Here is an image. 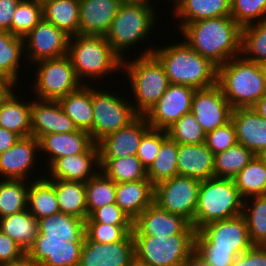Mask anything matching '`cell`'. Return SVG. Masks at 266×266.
I'll return each instance as SVG.
<instances>
[{
  "label": "cell",
  "mask_w": 266,
  "mask_h": 266,
  "mask_svg": "<svg viewBox=\"0 0 266 266\" xmlns=\"http://www.w3.org/2000/svg\"><path fill=\"white\" fill-rule=\"evenodd\" d=\"M237 143L235 128L231 121L206 133L205 145L214 155L224 152Z\"/></svg>",
  "instance_id": "f907efd6"
},
{
  "label": "cell",
  "mask_w": 266,
  "mask_h": 266,
  "mask_svg": "<svg viewBox=\"0 0 266 266\" xmlns=\"http://www.w3.org/2000/svg\"><path fill=\"white\" fill-rule=\"evenodd\" d=\"M254 156L250 149L239 143L214 155V177L234 179Z\"/></svg>",
  "instance_id": "60d3db41"
},
{
  "label": "cell",
  "mask_w": 266,
  "mask_h": 266,
  "mask_svg": "<svg viewBox=\"0 0 266 266\" xmlns=\"http://www.w3.org/2000/svg\"><path fill=\"white\" fill-rule=\"evenodd\" d=\"M168 45L154 47L152 54L164 67L169 83L188 85L196 90L217 84V67L184 39Z\"/></svg>",
  "instance_id": "7a4b0ae2"
},
{
  "label": "cell",
  "mask_w": 266,
  "mask_h": 266,
  "mask_svg": "<svg viewBox=\"0 0 266 266\" xmlns=\"http://www.w3.org/2000/svg\"><path fill=\"white\" fill-rule=\"evenodd\" d=\"M196 232L183 216L165 211L153 203L133 221L132 236L166 237Z\"/></svg>",
  "instance_id": "2e32d148"
},
{
  "label": "cell",
  "mask_w": 266,
  "mask_h": 266,
  "mask_svg": "<svg viewBox=\"0 0 266 266\" xmlns=\"http://www.w3.org/2000/svg\"><path fill=\"white\" fill-rule=\"evenodd\" d=\"M195 88L169 84L166 92L145 115L151 128L167 130L184 114L191 112Z\"/></svg>",
  "instance_id": "9a60e30c"
},
{
  "label": "cell",
  "mask_w": 266,
  "mask_h": 266,
  "mask_svg": "<svg viewBox=\"0 0 266 266\" xmlns=\"http://www.w3.org/2000/svg\"><path fill=\"white\" fill-rule=\"evenodd\" d=\"M24 58V38L14 36L7 31H0V73L13 79L16 83L20 82L18 81L20 76L24 75L20 68V65L23 68ZM20 73L21 75H19Z\"/></svg>",
  "instance_id": "8d00e7d4"
},
{
  "label": "cell",
  "mask_w": 266,
  "mask_h": 266,
  "mask_svg": "<svg viewBox=\"0 0 266 266\" xmlns=\"http://www.w3.org/2000/svg\"><path fill=\"white\" fill-rule=\"evenodd\" d=\"M252 246L242 214L206 224L196 232L195 250L233 251L238 256Z\"/></svg>",
  "instance_id": "8fae6325"
},
{
  "label": "cell",
  "mask_w": 266,
  "mask_h": 266,
  "mask_svg": "<svg viewBox=\"0 0 266 266\" xmlns=\"http://www.w3.org/2000/svg\"><path fill=\"white\" fill-rule=\"evenodd\" d=\"M19 138L20 136L14 132L0 127V154L11 148Z\"/></svg>",
  "instance_id": "680465c9"
},
{
  "label": "cell",
  "mask_w": 266,
  "mask_h": 266,
  "mask_svg": "<svg viewBox=\"0 0 266 266\" xmlns=\"http://www.w3.org/2000/svg\"><path fill=\"white\" fill-rule=\"evenodd\" d=\"M27 209L37 220L60 212L54 185L46 177L30 181Z\"/></svg>",
  "instance_id": "e575fe53"
},
{
  "label": "cell",
  "mask_w": 266,
  "mask_h": 266,
  "mask_svg": "<svg viewBox=\"0 0 266 266\" xmlns=\"http://www.w3.org/2000/svg\"><path fill=\"white\" fill-rule=\"evenodd\" d=\"M39 153L37 138L33 136L20 137L11 148L0 154V179L27 181L30 179L31 181L32 179L37 180L45 177L46 175L40 172L35 177H33L34 175H32V178L30 177L33 174L31 172L34 171V167L39 162L37 159Z\"/></svg>",
  "instance_id": "5bb4252c"
},
{
  "label": "cell",
  "mask_w": 266,
  "mask_h": 266,
  "mask_svg": "<svg viewBox=\"0 0 266 266\" xmlns=\"http://www.w3.org/2000/svg\"><path fill=\"white\" fill-rule=\"evenodd\" d=\"M16 83L13 79L9 78L8 76L0 73V104L5 102L11 94L17 92L15 89L18 88Z\"/></svg>",
  "instance_id": "6f0895ef"
},
{
  "label": "cell",
  "mask_w": 266,
  "mask_h": 266,
  "mask_svg": "<svg viewBox=\"0 0 266 266\" xmlns=\"http://www.w3.org/2000/svg\"><path fill=\"white\" fill-rule=\"evenodd\" d=\"M232 266H266V246H252L236 256Z\"/></svg>",
  "instance_id": "db71d44e"
},
{
  "label": "cell",
  "mask_w": 266,
  "mask_h": 266,
  "mask_svg": "<svg viewBox=\"0 0 266 266\" xmlns=\"http://www.w3.org/2000/svg\"><path fill=\"white\" fill-rule=\"evenodd\" d=\"M172 18L176 19L178 29L185 24L202 19L231 16L230 0H171ZM177 18H176V17ZM179 21H178V20Z\"/></svg>",
  "instance_id": "4316f807"
},
{
  "label": "cell",
  "mask_w": 266,
  "mask_h": 266,
  "mask_svg": "<svg viewBox=\"0 0 266 266\" xmlns=\"http://www.w3.org/2000/svg\"><path fill=\"white\" fill-rule=\"evenodd\" d=\"M129 266H151V265L147 264L146 262L134 256L132 260L130 261Z\"/></svg>",
  "instance_id": "e7e4bbea"
},
{
  "label": "cell",
  "mask_w": 266,
  "mask_h": 266,
  "mask_svg": "<svg viewBox=\"0 0 266 266\" xmlns=\"http://www.w3.org/2000/svg\"><path fill=\"white\" fill-rule=\"evenodd\" d=\"M80 0H45L43 19L63 30L70 37L79 34Z\"/></svg>",
  "instance_id": "1f68e13d"
},
{
  "label": "cell",
  "mask_w": 266,
  "mask_h": 266,
  "mask_svg": "<svg viewBox=\"0 0 266 266\" xmlns=\"http://www.w3.org/2000/svg\"><path fill=\"white\" fill-rule=\"evenodd\" d=\"M39 232L44 239H68L72 242H84L85 221L62 212L38 220Z\"/></svg>",
  "instance_id": "4dcf8cb0"
},
{
  "label": "cell",
  "mask_w": 266,
  "mask_h": 266,
  "mask_svg": "<svg viewBox=\"0 0 266 266\" xmlns=\"http://www.w3.org/2000/svg\"><path fill=\"white\" fill-rule=\"evenodd\" d=\"M120 6V0H80L79 35L105 36Z\"/></svg>",
  "instance_id": "d4e9b609"
},
{
  "label": "cell",
  "mask_w": 266,
  "mask_h": 266,
  "mask_svg": "<svg viewBox=\"0 0 266 266\" xmlns=\"http://www.w3.org/2000/svg\"><path fill=\"white\" fill-rule=\"evenodd\" d=\"M200 185L199 179L176 175L154 187V204L165 211L183 216L194 226Z\"/></svg>",
  "instance_id": "7c38bea8"
},
{
  "label": "cell",
  "mask_w": 266,
  "mask_h": 266,
  "mask_svg": "<svg viewBox=\"0 0 266 266\" xmlns=\"http://www.w3.org/2000/svg\"><path fill=\"white\" fill-rule=\"evenodd\" d=\"M83 244L68 239H44L38 231L26 254L39 266H78Z\"/></svg>",
  "instance_id": "d6986e66"
},
{
  "label": "cell",
  "mask_w": 266,
  "mask_h": 266,
  "mask_svg": "<svg viewBox=\"0 0 266 266\" xmlns=\"http://www.w3.org/2000/svg\"><path fill=\"white\" fill-rule=\"evenodd\" d=\"M42 18V2L21 0L12 17L11 34L24 38Z\"/></svg>",
  "instance_id": "f6af8a7d"
},
{
  "label": "cell",
  "mask_w": 266,
  "mask_h": 266,
  "mask_svg": "<svg viewBox=\"0 0 266 266\" xmlns=\"http://www.w3.org/2000/svg\"><path fill=\"white\" fill-rule=\"evenodd\" d=\"M19 95L14 92L0 104V127L27 137L31 136V97L27 98L28 101Z\"/></svg>",
  "instance_id": "f1b7e54d"
},
{
  "label": "cell",
  "mask_w": 266,
  "mask_h": 266,
  "mask_svg": "<svg viewBox=\"0 0 266 266\" xmlns=\"http://www.w3.org/2000/svg\"><path fill=\"white\" fill-rule=\"evenodd\" d=\"M30 181L0 179V218L27 209Z\"/></svg>",
  "instance_id": "b9f144b4"
},
{
  "label": "cell",
  "mask_w": 266,
  "mask_h": 266,
  "mask_svg": "<svg viewBox=\"0 0 266 266\" xmlns=\"http://www.w3.org/2000/svg\"><path fill=\"white\" fill-rule=\"evenodd\" d=\"M217 85L233 109L252 107L266 93L261 65L242 55L217 68Z\"/></svg>",
  "instance_id": "5b68a950"
},
{
  "label": "cell",
  "mask_w": 266,
  "mask_h": 266,
  "mask_svg": "<svg viewBox=\"0 0 266 266\" xmlns=\"http://www.w3.org/2000/svg\"><path fill=\"white\" fill-rule=\"evenodd\" d=\"M145 116H138L128 126L97 142L99 159L136 156L142 136L150 129Z\"/></svg>",
  "instance_id": "ffe728a7"
},
{
  "label": "cell",
  "mask_w": 266,
  "mask_h": 266,
  "mask_svg": "<svg viewBox=\"0 0 266 266\" xmlns=\"http://www.w3.org/2000/svg\"><path fill=\"white\" fill-rule=\"evenodd\" d=\"M196 234L133 236L137 258L151 266H182L195 250Z\"/></svg>",
  "instance_id": "9c48e42d"
},
{
  "label": "cell",
  "mask_w": 266,
  "mask_h": 266,
  "mask_svg": "<svg viewBox=\"0 0 266 266\" xmlns=\"http://www.w3.org/2000/svg\"><path fill=\"white\" fill-rule=\"evenodd\" d=\"M242 215L253 246H266V195L243 200Z\"/></svg>",
  "instance_id": "f35d334b"
},
{
  "label": "cell",
  "mask_w": 266,
  "mask_h": 266,
  "mask_svg": "<svg viewBox=\"0 0 266 266\" xmlns=\"http://www.w3.org/2000/svg\"><path fill=\"white\" fill-rule=\"evenodd\" d=\"M261 65V69L263 72V76H264V81H265V87H266V62L260 64Z\"/></svg>",
  "instance_id": "03108f58"
},
{
  "label": "cell",
  "mask_w": 266,
  "mask_h": 266,
  "mask_svg": "<svg viewBox=\"0 0 266 266\" xmlns=\"http://www.w3.org/2000/svg\"><path fill=\"white\" fill-rule=\"evenodd\" d=\"M231 122L234 125L237 142L250 149L255 155L266 153V119L252 108H235Z\"/></svg>",
  "instance_id": "cb8c5ba5"
},
{
  "label": "cell",
  "mask_w": 266,
  "mask_h": 266,
  "mask_svg": "<svg viewBox=\"0 0 266 266\" xmlns=\"http://www.w3.org/2000/svg\"><path fill=\"white\" fill-rule=\"evenodd\" d=\"M234 182L243 200L266 195V160L264 157L255 155L235 176Z\"/></svg>",
  "instance_id": "d590c367"
},
{
  "label": "cell",
  "mask_w": 266,
  "mask_h": 266,
  "mask_svg": "<svg viewBox=\"0 0 266 266\" xmlns=\"http://www.w3.org/2000/svg\"><path fill=\"white\" fill-rule=\"evenodd\" d=\"M0 266H39L32 258L25 254L21 259L9 263L0 264Z\"/></svg>",
  "instance_id": "94428289"
},
{
  "label": "cell",
  "mask_w": 266,
  "mask_h": 266,
  "mask_svg": "<svg viewBox=\"0 0 266 266\" xmlns=\"http://www.w3.org/2000/svg\"><path fill=\"white\" fill-rule=\"evenodd\" d=\"M21 0H0V31L11 33L12 17Z\"/></svg>",
  "instance_id": "9f6ffc18"
},
{
  "label": "cell",
  "mask_w": 266,
  "mask_h": 266,
  "mask_svg": "<svg viewBox=\"0 0 266 266\" xmlns=\"http://www.w3.org/2000/svg\"><path fill=\"white\" fill-rule=\"evenodd\" d=\"M178 31L191 48L217 68L241 55L242 28L231 16L187 23Z\"/></svg>",
  "instance_id": "6da1fadb"
},
{
  "label": "cell",
  "mask_w": 266,
  "mask_h": 266,
  "mask_svg": "<svg viewBox=\"0 0 266 266\" xmlns=\"http://www.w3.org/2000/svg\"><path fill=\"white\" fill-rule=\"evenodd\" d=\"M85 188L88 217L96 209L115 203L116 183L108 178L101 170L85 182Z\"/></svg>",
  "instance_id": "7bdbcfd3"
},
{
  "label": "cell",
  "mask_w": 266,
  "mask_h": 266,
  "mask_svg": "<svg viewBox=\"0 0 266 266\" xmlns=\"http://www.w3.org/2000/svg\"><path fill=\"white\" fill-rule=\"evenodd\" d=\"M182 266H212L208 261L194 250Z\"/></svg>",
  "instance_id": "91938a15"
},
{
  "label": "cell",
  "mask_w": 266,
  "mask_h": 266,
  "mask_svg": "<svg viewBox=\"0 0 266 266\" xmlns=\"http://www.w3.org/2000/svg\"><path fill=\"white\" fill-rule=\"evenodd\" d=\"M96 87V84L92 85L93 126L89 131L95 143L128 126L139 116L131 99H127L125 95L119 96L121 92L117 94L113 90L110 92V89Z\"/></svg>",
  "instance_id": "ba28073f"
},
{
  "label": "cell",
  "mask_w": 266,
  "mask_h": 266,
  "mask_svg": "<svg viewBox=\"0 0 266 266\" xmlns=\"http://www.w3.org/2000/svg\"><path fill=\"white\" fill-rule=\"evenodd\" d=\"M231 17L243 28L266 19V0H230Z\"/></svg>",
  "instance_id": "7dc6e473"
},
{
  "label": "cell",
  "mask_w": 266,
  "mask_h": 266,
  "mask_svg": "<svg viewBox=\"0 0 266 266\" xmlns=\"http://www.w3.org/2000/svg\"><path fill=\"white\" fill-rule=\"evenodd\" d=\"M241 198L234 179L212 177L201 180L195 209L194 228L242 214Z\"/></svg>",
  "instance_id": "52a82bcc"
},
{
  "label": "cell",
  "mask_w": 266,
  "mask_h": 266,
  "mask_svg": "<svg viewBox=\"0 0 266 266\" xmlns=\"http://www.w3.org/2000/svg\"><path fill=\"white\" fill-rule=\"evenodd\" d=\"M68 56L78 80L84 85H97L104 77L107 79L111 74L114 76L122 72L123 59L112 49L105 36L77 34L70 37ZM87 80L94 82L88 83Z\"/></svg>",
  "instance_id": "277c9868"
},
{
  "label": "cell",
  "mask_w": 266,
  "mask_h": 266,
  "mask_svg": "<svg viewBox=\"0 0 266 266\" xmlns=\"http://www.w3.org/2000/svg\"><path fill=\"white\" fill-rule=\"evenodd\" d=\"M133 225H110L103 223H85L86 237L95 243H115L132 233Z\"/></svg>",
  "instance_id": "c3c4849f"
},
{
  "label": "cell",
  "mask_w": 266,
  "mask_h": 266,
  "mask_svg": "<svg viewBox=\"0 0 266 266\" xmlns=\"http://www.w3.org/2000/svg\"><path fill=\"white\" fill-rule=\"evenodd\" d=\"M135 256L132 233L115 243H95L86 236L78 266H129Z\"/></svg>",
  "instance_id": "ac0fdd59"
},
{
  "label": "cell",
  "mask_w": 266,
  "mask_h": 266,
  "mask_svg": "<svg viewBox=\"0 0 266 266\" xmlns=\"http://www.w3.org/2000/svg\"><path fill=\"white\" fill-rule=\"evenodd\" d=\"M100 170L117 183L133 182L147 178V170L137 156L99 159Z\"/></svg>",
  "instance_id": "74e56055"
},
{
  "label": "cell",
  "mask_w": 266,
  "mask_h": 266,
  "mask_svg": "<svg viewBox=\"0 0 266 266\" xmlns=\"http://www.w3.org/2000/svg\"><path fill=\"white\" fill-rule=\"evenodd\" d=\"M60 105L75 126L90 131L93 126L92 84H82L77 90L60 98Z\"/></svg>",
  "instance_id": "f546056e"
},
{
  "label": "cell",
  "mask_w": 266,
  "mask_h": 266,
  "mask_svg": "<svg viewBox=\"0 0 266 266\" xmlns=\"http://www.w3.org/2000/svg\"><path fill=\"white\" fill-rule=\"evenodd\" d=\"M45 170V177L48 180L87 182L100 171L97 143L84 153L57 159Z\"/></svg>",
  "instance_id": "7402d4cb"
},
{
  "label": "cell",
  "mask_w": 266,
  "mask_h": 266,
  "mask_svg": "<svg viewBox=\"0 0 266 266\" xmlns=\"http://www.w3.org/2000/svg\"><path fill=\"white\" fill-rule=\"evenodd\" d=\"M25 254L13 239L0 230V264L19 260Z\"/></svg>",
  "instance_id": "f5cc1de1"
},
{
  "label": "cell",
  "mask_w": 266,
  "mask_h": 266,
  "mask_svg": "<svg viewBox=\"0 0 266 266\" xmlns=\"http://www.w3.org/2000/svg\"><path fill=\"white\" fill-rule=\"evenodd\" d=\"M121 1V4H133V5H143V6H146V5H154L152 4L153 0H120Z\"/></svg>",
  "instance_id": "be15d7a7"
},
{
  "label": "cell",
  "mask_w": 266,
  "mask_h": 266,
  "mask_svg": "<svg viewBox=\"0 0 266 266\" xmlns=\"http://www.w3.org/2000/svg\"><path fill=\"white\" fill-rule=\"evenodd\" d=\"M58 100L31 98V136L38 140L47 134L77 131Z\"/></svg>",
  "instance_id": "44dd1931"
},
{
  "label": "cell",
  "mask_w": 266,
  "mask_h": 266,
  "mask_svg": "<svg viewBox=\"0 0 266 266\" xmlns=\"http://www.w3.org/2000/svg\"><path fill=\"white\" fill-rule=\"evenodd\" d=\"M38 141L40 154L46 153L44 158L47 161L43 163L46 168L59 158L86 152L95 143L88 131L80 129L70 133L47 134Z\"/></svg>",
  "instance_id": "603a6c76"
},
{
  "label": "cell",
  "mask_w": 266,
  "mask_h": 266,
  "mask_svg": "<svg viewBox=\"0 0 266 266\" xmlns=\"http://www.w3.org/2000/svg\"><path fill=\"white\" fill-rule=\"evenodd\" d=\"M154 187L148 179L117 183L115 203L134 221L154 203Z\"/></svg>",
  "instance_id": "83f0119b"
},
{
  "label": "cell",
  "mask_w": 266,
  "mask_h": 266,
  "mask_svg": "<svg viewBox=\"0 0 266 266\" xmlns=\"http://www.w3.org/2000/svg\"><path fill=\"white\" fill-rule=\"evenodd\" d=\"M178 148L179 144L169 136L161 143L158 155L147 170V178L154 186L178 175Z\"/></svg>",
  "instance_id": "ab89813d"
},
{
  "label": "cell",
  "mask_w": 266,
  "mask_h": 266,
  "mask_svg": "<svg viewBox=\"0 0 266 266\" xmlns=\"http://www.w3.org/2000/svg\"><path fill=\"white\" fill-rule=\"evenodd\" d=\"M168 136L178 144H203L206 132L192 112L184 114L167 130Z\"/></svg>",
  "instance_id": "bcb514c9"
},
{
  "label": "cell",
  "mask_w": 266,
  "mask_h": 266,
  "mask_svg": "<svg viewBox=\"0 0 266 266\" xmlns=\"http://www.w3.org/2000/svg\"><path fill=\"white\" fill-rule=\"evenodd\" d=\"M241 55L254 63L266 62V19L242 28Z\"/></svg>",
  "instance_id": "ee69618b"
},
{
  "label": "cell",
  "mask_w": 266,
  "mask_h": 266,
  "mask_svg": "<svg viewBox=\"0 0 266 266\" xmlns=\"http://www.w3.org/2000/svg\"><path fill=\"white\" fill-rule=\"evenodd\" d=\"M28 67L36 69L31 89L37 99L59 100L82 85L68 55L38 61L33 66L27 65L26 70Z\"/></svg>",
  "instance_id": "30bf717a"
},
{
  "label": "cell",
  "mask_w": 266,
  "mask_h": 266,
  "mask_svg": "<svg viewBox=\"0 0 266 266\" xmlns=\"http://www.w3.org/2000/svg\"><path fill=\"white\" fill-rule=\"evenodd\" d=\"M168 137L167 131L150 128L141 138L137 158L148 170L160 151L161 143Z\"/></svg>",
  "instance_id": "681fc988"
},
{
  "label": "cell",
  "mask_w": 266,
  "mask_h": 266,
  "mask_svg": "<svg viewBox=\"0 0 266 266\" xmlns=\"http://www.w3.org/2000/svg\"><path fill=\"white\" fill-rule=\"evenodd\" d=\"M0 230L27 253L37 237L38 220L26 209L0 218Z\"/></svg>",
  "instance_id": "d6a6232c"
},
{
  "label": "cell",
  "mask_w": 266,
  "mask_h": 266,
  "mask_svg": "<svg viewBox=\"0 0 266 266\" xmlns=\"http://www.w3.org/2000/svg\"><path fill=\"white\" fill-rule=\"evenodd\" d=\"M85 223H103L110 225H133V221L128 215L116 204L105 205L96 209Z\"/></svg>",
  "instance_id": "816d5d0a"
},
{
  "label": "cell",
  "mask_w": 266,
  "mask_h": 266,
  "mask_svg": "<svg viewBox=\"0 0 266 266\" xmlns=\"http://www.w3.org/2000/svg\"><path fill=\"white\" fill-rule=\"evenodd\" d=\"M143 49L137 57L123 59L122 72L126 74L130 86L128 89L135 112L145 116L158 102L169 86L168 76L160 61L152 54L154 45ZM134 98V102L133 98Z\"/></svg>",
  "instance_id": "3957f363"
},
{
  "label": "cell",
  "mask_w": 266,
  "mask_h": 266,
  "mask_svg": "<svg viewBox=\"0 0 266 266\" xmlns=\"http://www.w3.org/2000/svg\"><path fill=\"white\" fill-rule=\"evenodd\" d=\"M155 6L121 4L105 38L122 59L131 48L135 50L141 42H150L149 36L159 19Z\"/></svg>",
  "instance_id": "8992f818"
},
{
  "label": "cell",
  "mask_w": 266,
  "mask_h": 266,
  "mask_svg": "<svg viewBox=\"0 0 266 266\" xmlns=\"http://www.w3.org/2000/svg\"><path fill=\"white\" fill-rule=\"evenodd\" d=\"M70 36L50 22L42 20L24 37L25 63H34L68 55Z\"/></svg>",
  "instance_id": "4fadbf2b"
},
{
  "label": "cell",
  "mask_w": 266,
  "mask_h": 266,
  "mask_svg": "<svg viewBox=\"0 0 266 266\" xmlns=\"http://www.w3.org/2000/svg\"><path fill=\"white\" fill-rule=\"evenodd\" d=\"M178 175L206 180L214 177V154L203 144H179Z\"/></svg>",
  "instance_id": "484cf974"
},
{
  "label": "cell",
  "mask_w": 266,
  "mask_h": 266,
  "mask_svg": "<svg viewBox=\"0 0 266 266\" xmlns=\"http://www.w3.org/2000/svg\"><path fill=\"white\" fill-rule=\"evenodd\" d=\"M49 181L54 185L60 212L85 221L88 217L85 182Z\"/></svg>",
  "instance_id": "836d02e7"
},
{
  "label": "cell",
  "mask_w": 266,
  "mask_h": 266,
  "mask_svg": "<svg viewBox=\"0 0 266 266\" xmlns=\"http://www.w3.org/2000/svg\"><path fill=\"white\" fill-rule=\"evenodd\" d=\"M261 118L266 119V93L252 106Z\"/></svg>",
  "instance_id": "6125c7cd"
},
{
  "label": "cell",
  "mask_w": 266,
  "mask_h": 266,
  "mask_svg": "<svg viewBox=\"0 0 266 266\" xmlns=\"http://www.w3.org/2000/svg\"><path fill=\"white\" fill-rule=\"evenodd\" d=\"M212 266H232L235 257L233 251L222 250H196Z\"/></svg>",
  "instance_id": "11a10c76"
},
{
  "label": "cell",
  "mask_w": 266,
  "mask_h": 266,
  "mask_svg": "<svg viewBox=\"0 0 266 266\" xmlns=\"http://www.w3.org/2000/svg\"><path fill=\"white\" fill-rule=\"evenodd\" d=\"M232 111L217 84L194 92L191 112L206 133L230 122Z\"/></svg>",
  "instance_id": "e0dca14e"
}]
</instances>
